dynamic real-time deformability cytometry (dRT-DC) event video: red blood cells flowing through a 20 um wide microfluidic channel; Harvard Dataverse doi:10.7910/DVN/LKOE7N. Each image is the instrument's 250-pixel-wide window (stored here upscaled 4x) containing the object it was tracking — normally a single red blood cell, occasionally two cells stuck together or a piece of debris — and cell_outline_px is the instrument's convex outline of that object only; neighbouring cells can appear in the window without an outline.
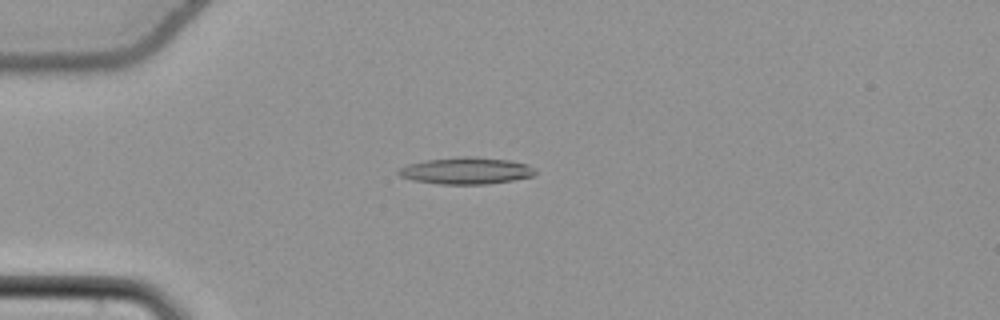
{"species": "common noctule bat (a hibernating species)", "species_latin": "Nyctalus noctula", "temperature_condition": "cold", "stored_images_in_passage": 42, "camera_frame_rate_fps": 3000, "um_per_image_px": 0.085, "animal": {"sex": "female", "body_mass_g": 22.7, "forearm_length_mm": 54.2}, "frame": {"image": 1, "passage_image": 2, "time_ms": 0.333, "image_size_px": [1000, 320], "cell_outline_px": [[536, 172], [532, 176], [512, 180], [488, 184], [440, 184], [412, 180], [400, 176], [396, 172], [400, 168], [408, 164], [424, 160], [460, 156], [476, 156], [508, 160], [528, 164], [536, 168]], "centroid_in_image_um": [39.62, 14.5], "position_along_channel_um": 45.4, "area_um2": 21.5}}
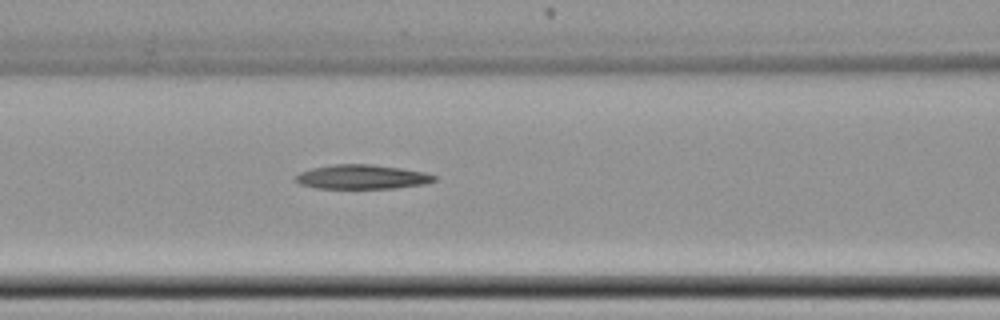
{"frame": {"image": 2, "passage_image": 11, "time_ms": 3.333, "image_size_px": [1000, 320], "cell_outline_px": [[436, 180], [424, 184], [396, 188], [316, 188], [300, 184], [296, 180], [296, 176], [300, 172], [312, 168], [332, 164], [372, 164], [400, 168], [424, 172], [436, 176]], "centroid_in_image_um": [30.77, 15.03], "position_along_channel_um": 135.8, "area_um2": 19.54}}
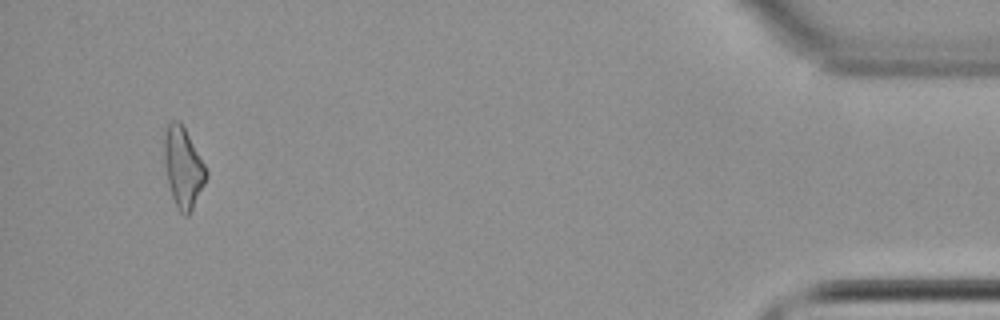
{"frame": {"image": 3, "passage_image": 39, "time_ms": 12.667, "image_size_px": [1000, 320], "cell_outline_px": [[208, 176], [188, 216], [184, 216], [176, 208], [168, 184], [164, 164], [164, 132], [168, 124], [172, 120], [180, 120], [204, 164], [208, 172]], "centroid_in_image_um": [15.54, 14.23], "position_along_channel_um": 419.7, "area_um2": 19.54}, "authors_computed_cell_mechanics": {"area_um2": 19.8254, "velocity_mm_per_s": 3.8382, "shape_relaxation_time_tau1_ms": 5.1927, "shape_relaxation_time_tau2_ms": 9.0303, "deformation_change_tau1": 0.1241, "deformation_change_tau2": 0.2124}}